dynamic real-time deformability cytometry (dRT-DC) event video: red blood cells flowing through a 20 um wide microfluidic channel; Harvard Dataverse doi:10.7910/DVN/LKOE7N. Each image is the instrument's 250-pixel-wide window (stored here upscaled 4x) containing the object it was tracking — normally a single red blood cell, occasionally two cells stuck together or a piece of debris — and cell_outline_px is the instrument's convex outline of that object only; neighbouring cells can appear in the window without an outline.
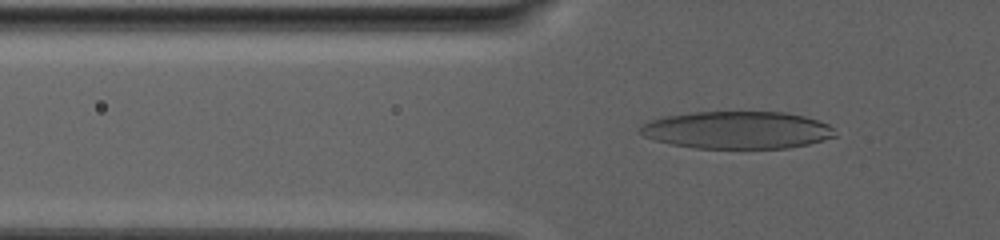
{"species": "human", "species_latin": "Homo sapiens", "temperature_condition": "warm", "stored_images_in_passage": 86, "camera_frame_rate_fps": 3000, "um_per_image_px": 0.085, "donor": {"sex": "male"}, "frame": {"image": 1, "passage_image": 32, "time_ms": 10.333, "image_size_px": [1000, 240], "cell_outline_px": [[836, 136], [824, 140], [808, 144], [788, 148], [696, 148], [672, 144], [656, 140], [644, 136], [640, 132], [640, 128], [644, 124], [660, 116], [692, 112], [784, 112], [804, 116], [828, 124], [832, 128]], "centroid_in_image_um": [62.66, 11.05], "position_along_channel_um": 63.1, "area_um2": 42.37}}
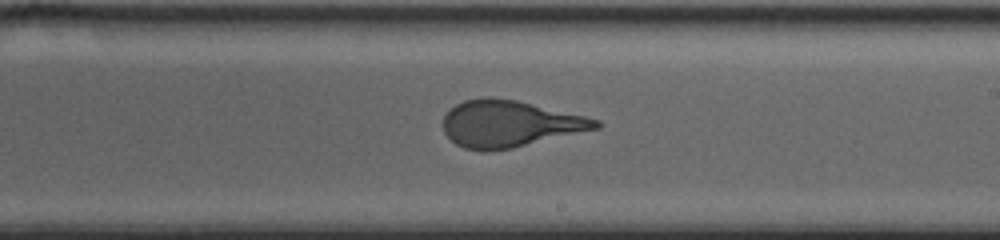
{"frame": {"image": 2, "passage_image": 55, "time_ms": 18.0, "image_size_px": [1000, 240], "cell_outline_px": [[604, 124], [600, 128], [512, 148], [488, 152], [464, 148], [456, 144], [444, 132], [444, 116], [456, 104], [464, 100], [484, 96], [492, 96], [516, 100], [584, 116], [600, 120]], "centroid_in_image_um": [43.32, 10.52], "position_along_channel_um": 245.7, "area_um2": 41.44}}
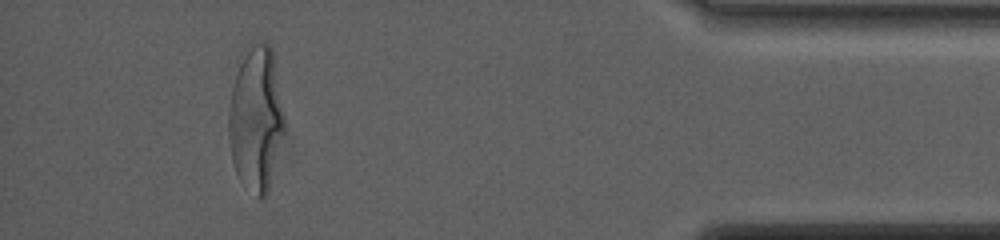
{"frame": {"image": 3, "passage_image": 80, "time_ms": 26.333, "image_size_px": [1000, 240], "cell_outline_px": [[284, 128], [268, 192], [260, 200], [240, 180], [236, 172], [232, 160], [228, 136], [228, 112], [232, 88], [240, 64], [244, 56], [252, 44], [264, 40], [272, 48], [284, 112]], "centroid_in_image_um": [21.76, 10.11], "position_along_channel_um": 413.4, "area_um2": 46.41}, "authors_computed_cell_mechanics": {"area_um2": 43.8991, "velocity_mm_per_s": 2.5305, "shape_relaxation_time_tau1_ms": 9.7274, "shape_relaxation_time_tau2_ms": null, "deformation_change_tau1": 0.2836, "deformation_change_tau2": null}}